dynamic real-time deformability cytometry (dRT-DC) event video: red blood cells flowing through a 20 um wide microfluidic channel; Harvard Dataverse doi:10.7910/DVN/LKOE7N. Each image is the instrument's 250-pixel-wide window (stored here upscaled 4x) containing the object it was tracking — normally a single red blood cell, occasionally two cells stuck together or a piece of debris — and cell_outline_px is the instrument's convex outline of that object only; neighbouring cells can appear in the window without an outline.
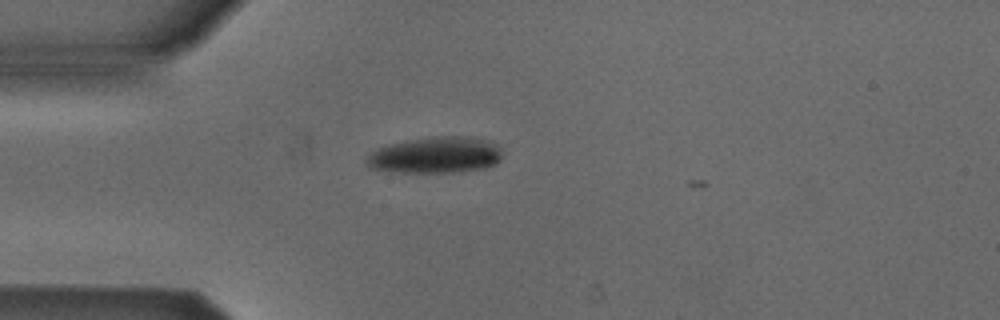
{"species": "Egyptian fruit bat (a non-hibernating species)", "species_latin": "Rousettus aegyptiacus", "temperature_condition": "cold", "stored_images_in_passage": 7, "camera_frame_rate_fps": 3000, "um_per_image_px": 0.085, "animal": {"sex": "male"}, "frame": {"image": 1, "passage_image": 1, "time_ms": 0.0, "image_size_px": [1000, 320], "cell_outline_px": [[500, 160], [496, 164], [484, 168], [452, 172], [404, 172], [372, 168], [364, 160], [376, 148], [388, 144], [404, 140], [436, 136], [460, 136], [484, 140], [500, 148]], "centroid_in_image_um": [36.98, 13.17], "position_along_channel_um": 48.0, "area_um2": 28.32}}
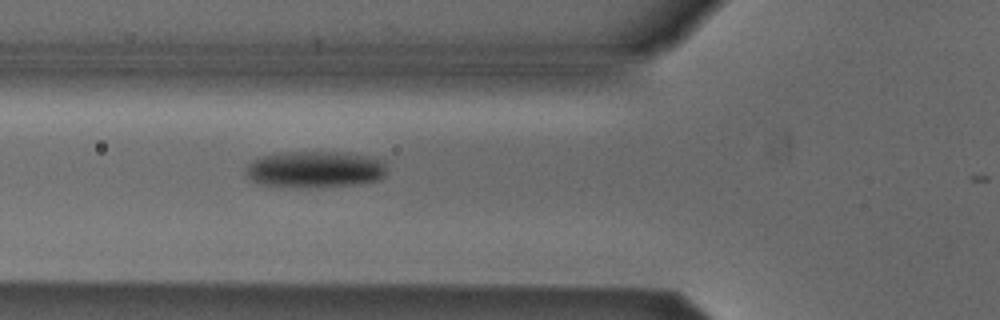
{"frame": {"image": 2, "passage_image": 6, "time_ms": 1.667, "image_size_px": [1000, 320], "cell_outline_px": [[384, 176], [380, 180], [352, 184], [256, 184], [244, 172], [244, 168], [252, 160], [260, 156], [280, 152], [348, 152], [368, 156], [384, 160]], "centroid_in_image_um": [26.76, 14.32], "position_along_channel_um": 99.0, "area_um2": 28.96}}